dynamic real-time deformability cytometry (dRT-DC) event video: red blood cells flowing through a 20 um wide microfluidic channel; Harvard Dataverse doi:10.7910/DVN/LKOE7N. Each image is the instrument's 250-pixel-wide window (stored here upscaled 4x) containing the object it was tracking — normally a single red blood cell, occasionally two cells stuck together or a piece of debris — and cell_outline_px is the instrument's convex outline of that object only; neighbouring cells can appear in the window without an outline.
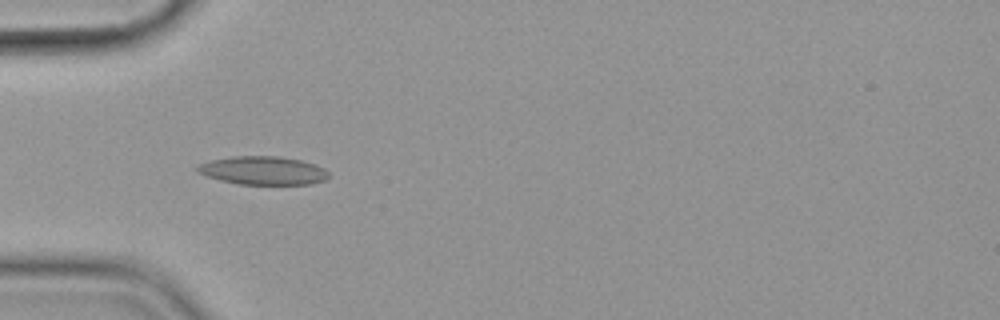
{"species": "common noctule bat (a hibernating species)", "species_latin": "Nyctalus noctula", "temperature_condition": "cold", "stored_images_in_passage": 10, "camera_frame_rate_fps": 3000, "um_per_image_px": 0.085, "animal": {"sex": "female", "body_mass_g": 19.9}, "frame": {"image": 1, "passage_image": 5, "time_ms": 5.333, "image_size_px": [1000, 320], "cell_outline_px": [[328, 176], [324, 180], [312, 184], [236, 184], [220, 180], [196, 172], [192, 168], [200, 164], [212, 160], [232, 156], [280, 156], [300, 160], [324, 168], [328, 172]], "centroid_in_image_um": [22.31, 14.49], "position_along_channel_um": 62.7, "area_um2": 21.68}}
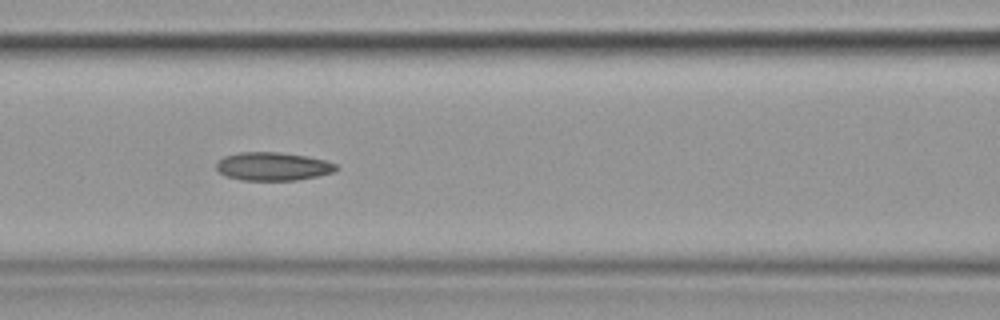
{"frame": {"image": 2, "passage_image": 7, "time_ms": 7.667, "image_size_px": [1000, 320], "cell_outline_px": [[340, 168], [336, 172], [296, 180], [240, 180], [228, 176], [220, 172], [216, 168], [216, 164], [224, 156], [240, 152], [280, 152], [308, 156], [324, 160], [336, 164]], "centroid_in_image_um": [23.24, 14.14], "position_along_channel_um": 143.4, "area_um2": 19.77}}
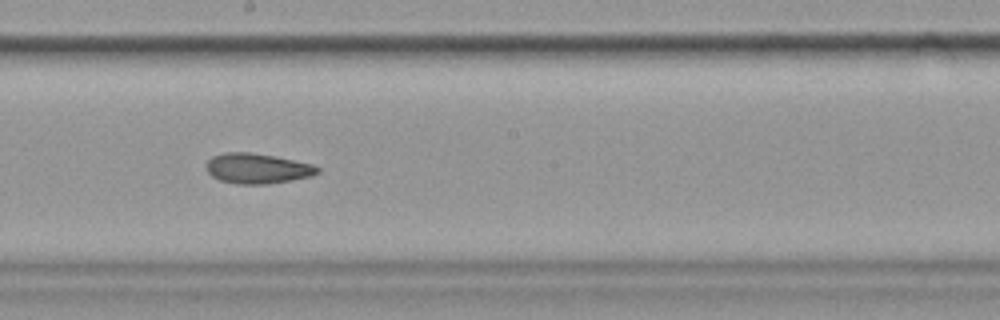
{"frame": {"image": 3, "passage_image": 9, "time_ms": 10.0, "image_size_px": [1000, 320], "cell_outline_px": [[320, 172], [312, 176], [292, 180], [268, 184], [236, 184], [220, 180], [212, 176], [208, 172], [204, 164], [212, 156], [224, 152], [248, 152], [276, 156], [312, 164], [320, 168]], "centroid_in_image_um": [21.86, 14.32], "position_along_channel_um": 226.3, "area_um2": 19.77}}